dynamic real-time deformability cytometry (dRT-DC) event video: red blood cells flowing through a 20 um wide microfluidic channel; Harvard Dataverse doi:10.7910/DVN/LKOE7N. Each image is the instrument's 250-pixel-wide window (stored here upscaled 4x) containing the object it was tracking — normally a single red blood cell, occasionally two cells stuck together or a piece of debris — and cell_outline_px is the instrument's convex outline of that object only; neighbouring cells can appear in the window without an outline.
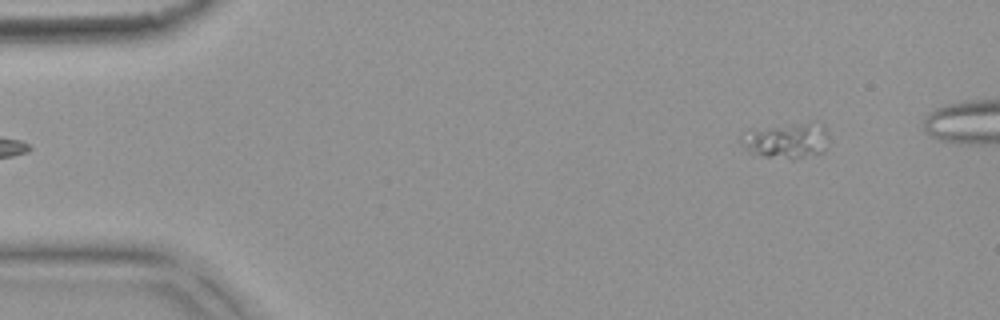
{"species": "common noctule bat (a hibernating species)", "species_latin": "Nyctalus noctula", "temperature_condition": "warm", "stored_images_in_passage": 6, "camera_frame_rate_fps": 3000, "um_per_image_px": 0.085, "animal": {"sex": "female", "body_mass_g": 18.4}, "frame": {"image": 1, "passage_image": 6, "time_ms": 1.667, "image_size_px": [1000, 320], "cell_outline_px": [[824, 152], [796, 160], [792, 160], [752, 156], [748, 152], [748, 144], [756, 132], [780, 128], [808, 124], [816, 128], [824, 148]], "centroid_in_image_um": [66.87, 12.16], "position_along_channel_um": 18.1, "area_um2": 15.03}}